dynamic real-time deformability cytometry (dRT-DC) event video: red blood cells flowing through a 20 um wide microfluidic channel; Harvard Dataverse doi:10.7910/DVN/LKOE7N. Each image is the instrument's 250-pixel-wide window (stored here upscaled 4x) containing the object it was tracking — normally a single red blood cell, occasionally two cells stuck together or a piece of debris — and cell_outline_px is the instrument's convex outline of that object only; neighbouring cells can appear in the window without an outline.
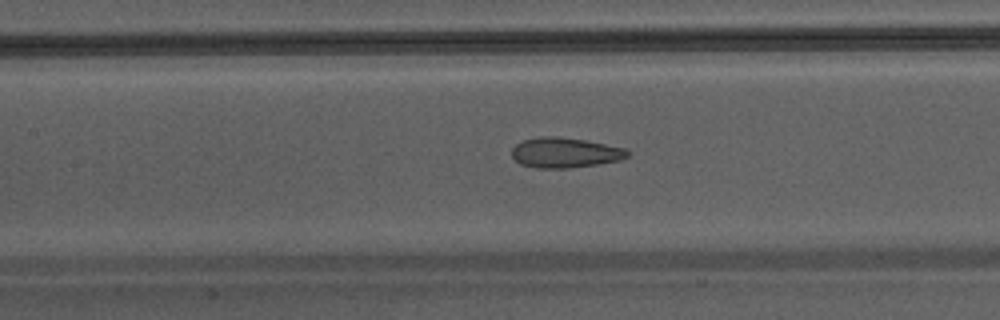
{"species": "Egyptian fruit bat (a non-hibernating species)", "species_latin": "Rousettus aegyptiacus", "temperature_condition": "warm", "stored_images_in_passage": 48, "camera_frame_rate_fps": 3000, "um_per_image_px": 0.085, "animal": {"sex": "male"}, "frame": {"image": 1, "passage_image": 24, "time_ms": 7.667, "image_size_px": [1000, 320], "cell_outline_px": [[628, 156], [620, 160], [596, 164], [568, 168], [536, 168], [520, 164], [512, 156], [512, 148], [516, 144], [524, 140], [540, 136], [556, 136], [584, 140], [624, 148], [628, 152]], "centroid_in_image_um": [47.98, 12.98], "position_along_channel_um": 159.4, "area_um2": 20.11}}
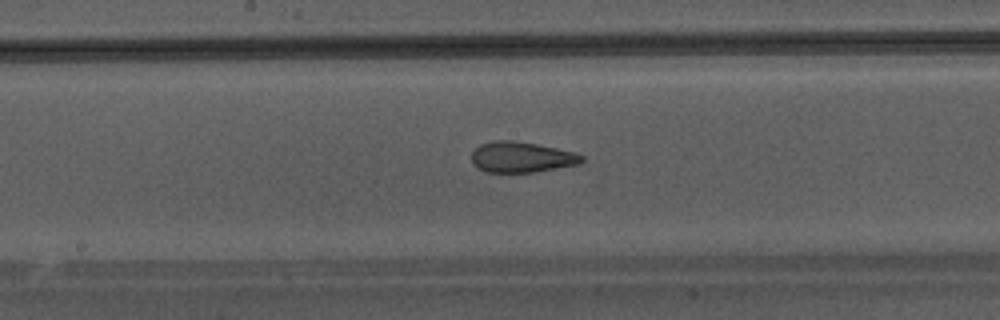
{"frame": {"image": 2, "passage_image": 27, "time_ms": 8.667, "image_size_px": [1000, 320], "cell_outline_px": [[584, 160], [576, 164], [536, 172], [488, 172], [480, 168], [472, 160], [472, 152], [480, 144], [492, 140], [512, 140], [536, 144], [576, 152], [584, 156]], "centroid_in_image_um": [44.34, 13.34], "position_along_channel_um": 203.9, "area_um2": 19.48}}
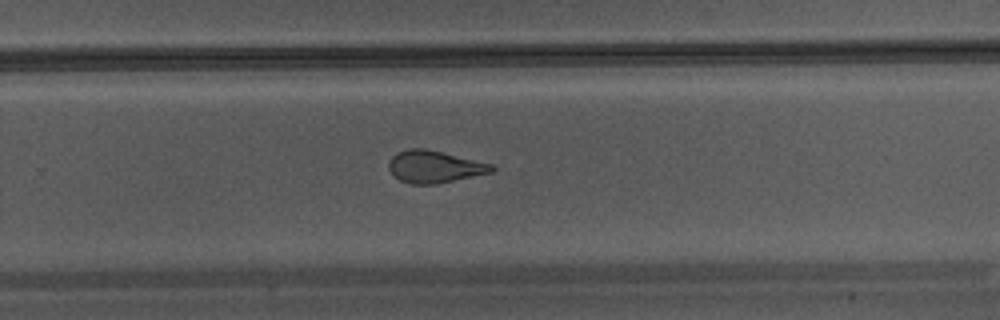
{"frame": {"image": 3, "passage_image": 33, "time_ms": 10.667, "image_size_px": [1000, 320], "cell_outline_px": [[496, 168], [492, 172], [436, 184], [408, 184], [392, 176], [388, 168], [388, 164], [392, 156], [396, 152], [408, 148], [424, 148], [492, 164]], "centroid_in_image_um": [36.87, 14.17], "position_along_channel_um": 292.9, "area_um2": 19.31}}